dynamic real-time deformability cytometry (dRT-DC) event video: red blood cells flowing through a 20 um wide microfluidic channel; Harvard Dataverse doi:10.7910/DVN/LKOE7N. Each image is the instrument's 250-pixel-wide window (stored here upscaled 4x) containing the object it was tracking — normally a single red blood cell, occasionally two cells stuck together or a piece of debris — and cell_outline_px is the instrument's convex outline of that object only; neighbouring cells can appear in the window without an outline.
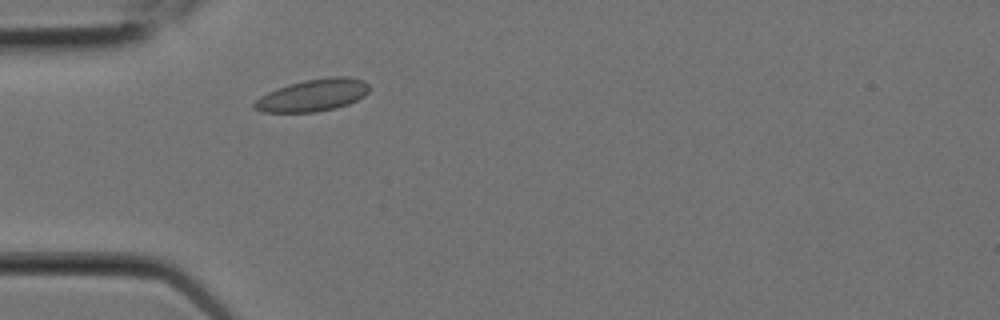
{"species": "Egyptian fruit bat (a non-hibernating species)", "species_latin": "Rousettus aegyptiacus", "temperature_condition": "room temperature", "stored_images_in_passage": 3, "camera_frame_rate_fps": 3000, "um_per_image_px": 0.085, "animal": {"sex": "female"}, "frame": {"image": 1, "passage_image": 3, "time_ms": 0.667, "image_size_px": [1000, 320], "cell_outline_px": [[368, 92], [364, 96], [348, 104], [336, 108], [316, 112], [260, 112], [252, 108], [252, 104], [260, 96], [276, 88], [288, 84], [304, 80], [328, 76], [348, 76], [364, 80], [368, 84]], "centroid_in_image_um": [26.57, 8.09], "position_along_channel_um": 58.4, "area_um2": 21.79}}